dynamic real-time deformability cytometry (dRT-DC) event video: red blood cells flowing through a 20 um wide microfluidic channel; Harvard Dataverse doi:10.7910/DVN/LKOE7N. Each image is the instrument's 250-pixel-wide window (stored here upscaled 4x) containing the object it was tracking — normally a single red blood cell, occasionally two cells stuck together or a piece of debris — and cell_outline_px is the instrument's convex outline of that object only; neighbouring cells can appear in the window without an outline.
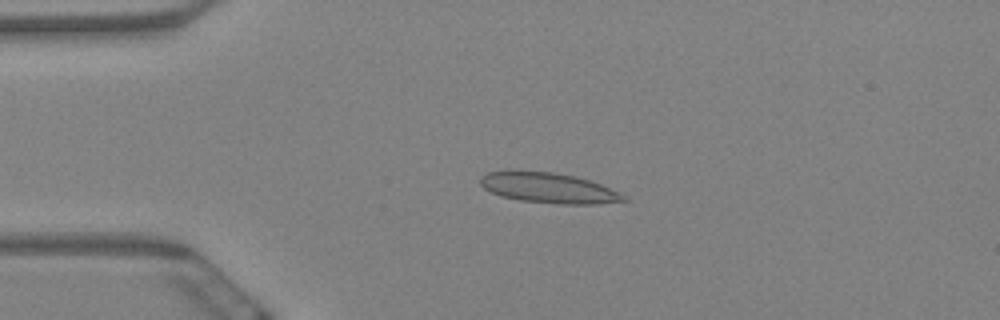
{"species": "Egyptian fruit bat (a non-hibernating species)", "species_latin": "Rousettus aegyptiacus", "temperature_condition": "warm", "stored_images_in_passage": 5, "camera_frame_rate_fps": 3000, "um_per_image_px": 0.085, "animal": {"sex": "female"}, "frame": {"image": 1, "passage_image": 4, "time_ms": 1.0, "image_size_px": [1000, 320], "cell_outline_px": [[632, 200], [596, 204], [560, 204], [520, 200], [500, 196], [484, 188], [480, 184], [480, 176], [488, 172], [508, 168], [516, 168], [552, 172], [576, 176], [600, 184], [620, 192], [628, 196]], "centroid_in_image_um": [46.6, 15.94], "position_along_channel_um": 38.4, "area_um2": 26.13}}